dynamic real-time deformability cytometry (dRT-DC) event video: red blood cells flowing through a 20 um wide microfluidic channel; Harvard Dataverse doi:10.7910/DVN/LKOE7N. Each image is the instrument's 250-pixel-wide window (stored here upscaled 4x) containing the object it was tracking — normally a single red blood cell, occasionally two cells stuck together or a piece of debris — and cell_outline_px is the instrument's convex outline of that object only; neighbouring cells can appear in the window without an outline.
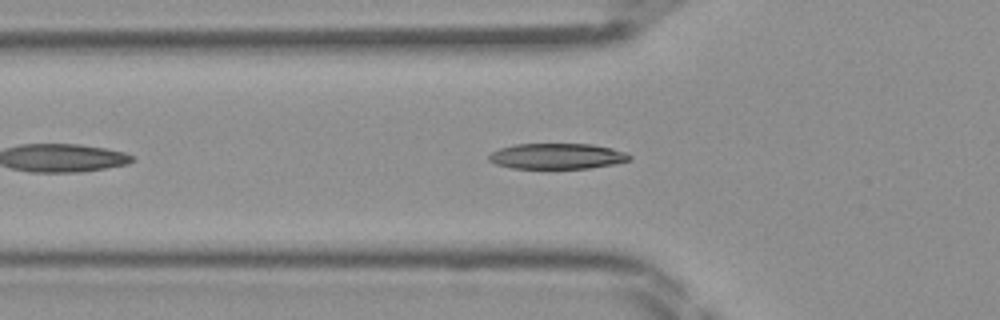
{"species": "Egyptian fruit bat (a non-hibernating species)", "species_latin": "Rousettus aegyptiacus", "temperature_condition": "room temperature", "stored_images_in_passage": 33, "camera_frame_rate_fps": 3000, "um_per_image_px": 0.085, "frame": {"image": 1, "passage_image": 6, "time_ms": 1.667, "image_size_px": [1000, 320], "cell_outline_px": [[632, 156], [628, 160], [612, 164], [588, 168], [512, 168], [496, 164], [488, 160], [488, 156], [492, 152], [500, 148], [516, 144], [592, 144], [612, 148], [628, 152]], "centroid_in_image_um": [47.35, 13.27], "position_along_channel_um": 78.4, "area_um2": 20.92}}
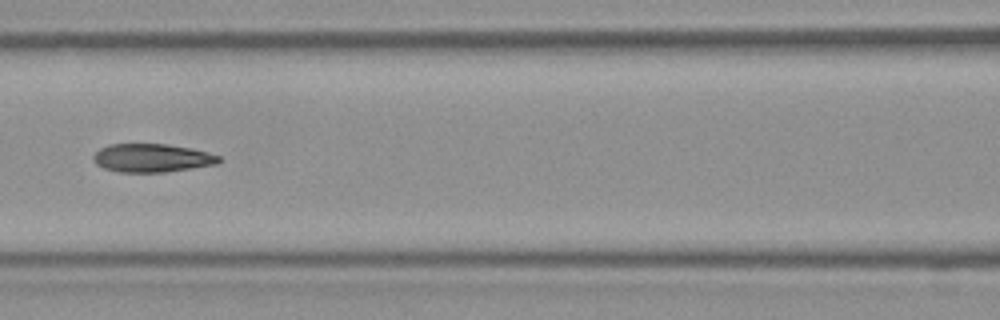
{"frame": {"image": 2, "passage_image": 11, "time_ms": 3.333, "image_size_px": [1000, 320], "cell_outline_px": [[220, 160], [216, 164], [192, 168], [164, 172], [120, 172], [104, 168], [96, 164], [92, 160], [92, 156], [100, 148], [108, 144], [168, 144], [192, 148], [208, 152], [220, 156]], "centroid_in_image_um": [12.9, 13.42], "position_along_channel_um": 153.7, "area_um2": 20.81}}
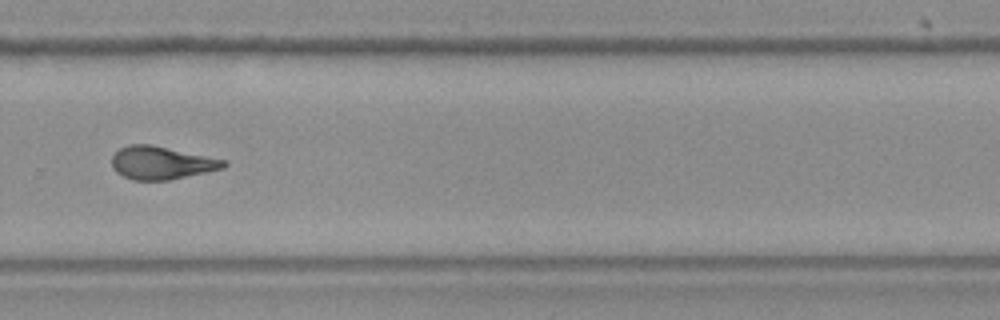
{"frame": {"image": 3, "passage_image": 22, "time_ms": 7.0, "image_size_px": [1000, 320], "cell_outline_px": [[228, 164], [224, 168], [168, 180], [132, 180], [116, 172], [112, 168], [112, 156], [120, 148], [128, 144], [152, 144], [228, 160]], "centroid_in_image_um": [13.73, 13.83], "position_along_channel_um": 316.1, "area_um2": 21.62}}